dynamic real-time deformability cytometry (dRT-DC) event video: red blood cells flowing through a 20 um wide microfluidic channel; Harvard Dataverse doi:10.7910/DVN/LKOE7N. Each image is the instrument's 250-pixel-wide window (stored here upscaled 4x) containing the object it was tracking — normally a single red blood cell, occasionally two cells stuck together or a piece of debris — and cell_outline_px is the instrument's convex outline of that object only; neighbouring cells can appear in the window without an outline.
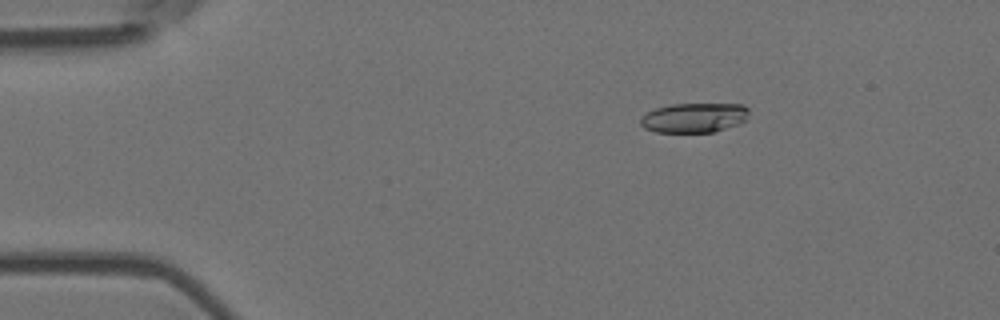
{"species": "Egyptian fruit bat (a non-hibernating species)", "species_latin": "Rousettus aegyptiacus", "temperature_condition": "room temperature", "stored_images_in_passage": 5, "camera_frame_rate_fps": 3000, "um_per_image_px": 0.085, "animal": {"sex": "female"}, "frame": {"image": 1, "passage_image": 3, "time_ms": 0.667, "image_size_px": [1000, 320], "cell_outline_px": [[748, 120], [740, 124], [712, 132], [656, 132], [644, 128], [640, 124], [640, 116], [656, 108], [672, 104], [744, 104], [748, 108]], "centroid_in_image_um": [59.02, 10.0], "position_along_channel_um": 26.0, "area_um2": 18.9}}